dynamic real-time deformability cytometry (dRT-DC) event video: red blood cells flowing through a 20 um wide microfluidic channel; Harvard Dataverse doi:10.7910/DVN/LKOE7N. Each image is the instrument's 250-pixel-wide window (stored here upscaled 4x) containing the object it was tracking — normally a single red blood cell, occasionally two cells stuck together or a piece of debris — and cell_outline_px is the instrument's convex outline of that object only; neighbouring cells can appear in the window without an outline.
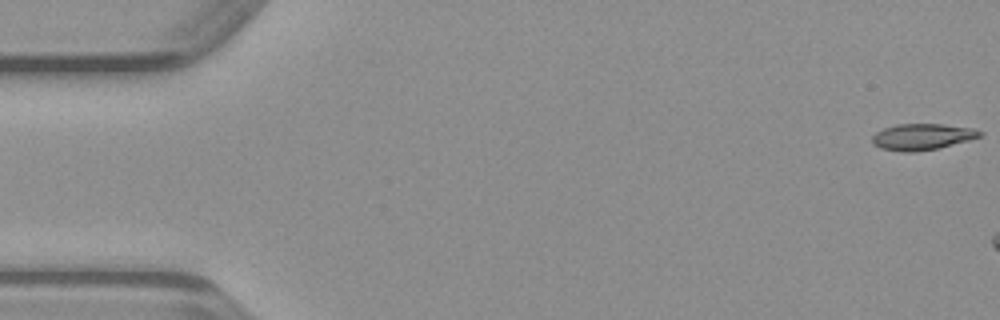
{"species": "common noctule bat (a hibernating species)", "species_latin": "Nyctalus noctula", "temperature_condition": "warm", "stored_images_in_passage": 6, "camera_frame_rate_fps": 3000, "um_per_image_px": 0.085, "animal": {"sex": "male", "body_mass_g": 23.1, "forearm_length_mm": 52.7}, "frame": {"image": 1, "passage_image": 1, "time_ms": 0.0, "image_size_px": [1000, 320], "cell_outline_px": [[984, 136], [936, 148], [916, 152], [904, 152], [880, 148], [872, 144], [872, 136], [876, 132], [884, 128], [896, 124], [940, 124], [972, 128], [984, 132]], "centroid_in_image_um": [78.37, 11.62], "position_along_channel_um": 6.6, "area_um2": 16.42}}